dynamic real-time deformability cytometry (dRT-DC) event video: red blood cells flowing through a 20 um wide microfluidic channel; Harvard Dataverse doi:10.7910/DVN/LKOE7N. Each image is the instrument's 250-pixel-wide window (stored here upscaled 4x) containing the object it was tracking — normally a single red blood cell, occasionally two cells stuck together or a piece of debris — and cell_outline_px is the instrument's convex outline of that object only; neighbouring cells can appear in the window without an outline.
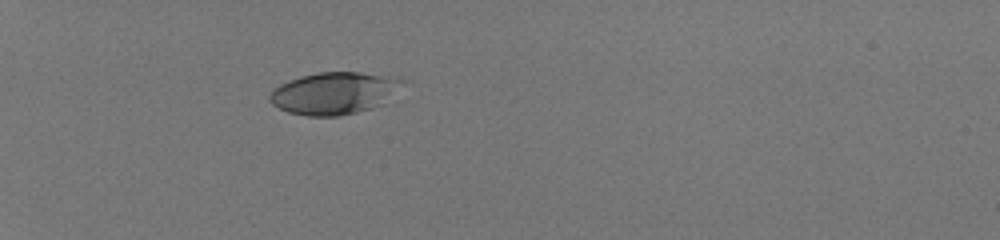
{"species": "human", "species_latin": "Homo sapiens", "temperature_condition": "room temperature", "stored_images_in_passage": 35, "camera_frame_rate_fps": 3000, "um_per_image_px": 0.085, "donor": {"sex": "male"}, "frame": {"image": 1, "passage_image": 1, "time_ms": 0.0, "image_size_px": [1000, 240], "cell_outline_px": [[404, 80], [384, 104], [372, 108], [340, 116], [308, 116], [288, 112], [272, 104], [268, 96], [280, 84], [288, 80], [300, 76], [320, 72], [360, 72], [400, 76]], "centroid_in_image_um": [28.42, 7.91], "position_along_channel_um": 56.6, "area_um2": 32.6}}
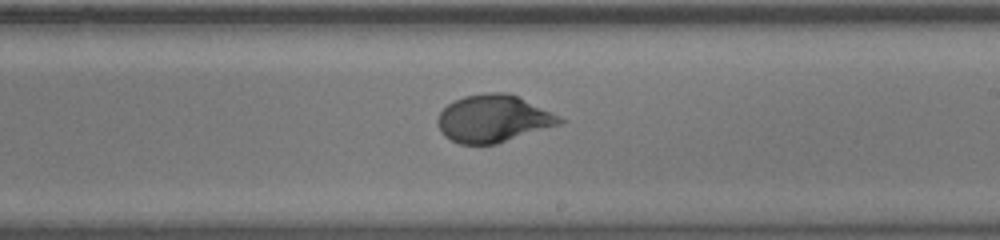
{"frame": {"image": 2, "passage_image": 18, "time_ms": 5.667, "image_size_px": [1000, 240], "cell_outline_px": [[568, 120], [560, 124], [496, 144], [460, 144], [444, 136], [440, 132], [436, 124], [436, 120], [440, 112], [452, 100], [464, 96], [484, 92], [508, 92], [560, 116]], "centroid_in_image_um": [41.89, 10.08], "position_along_channel_um": 247.1, "area_um2": 33.76}}
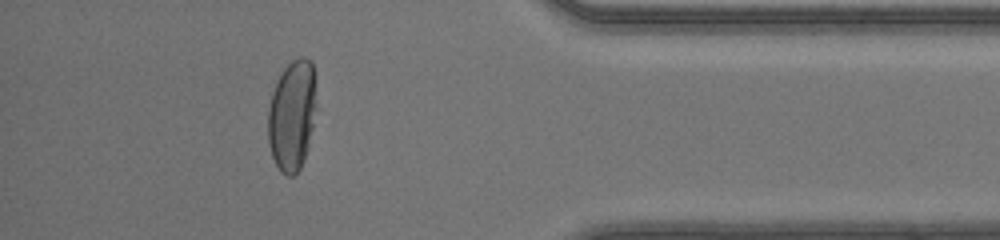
{"frame": {"image": 3, "passage_image": 31, "time_ms": 10.0, "image_size_px": [1000, 240], "cell_outline_px": [[316, 108], [312, 128], [304, 160], [300, 168], [292, 176], [288, 176], [280, 172], [272, 156], [268, 144], [268, 108], [272, 92], [284, 68], [292, 60], [300, 56], [304, 56], [312, 60], [316, 80]], "centroid_in_image_um": [24.84, 9.77], "position_along_channel_um": 410.4, "area_um2": 31.5}, "authors_computed_cell_mechanics": {"area_um2": 33.0616, "velocity_mm_per_s": 4.156, "shape_relaxation_time_tau1_ms": 3.6608, "shape_relaxation_time_tau2_ms": null, "deformation_change_tau1": 0.2037, "deformation_change_tau2": null}}